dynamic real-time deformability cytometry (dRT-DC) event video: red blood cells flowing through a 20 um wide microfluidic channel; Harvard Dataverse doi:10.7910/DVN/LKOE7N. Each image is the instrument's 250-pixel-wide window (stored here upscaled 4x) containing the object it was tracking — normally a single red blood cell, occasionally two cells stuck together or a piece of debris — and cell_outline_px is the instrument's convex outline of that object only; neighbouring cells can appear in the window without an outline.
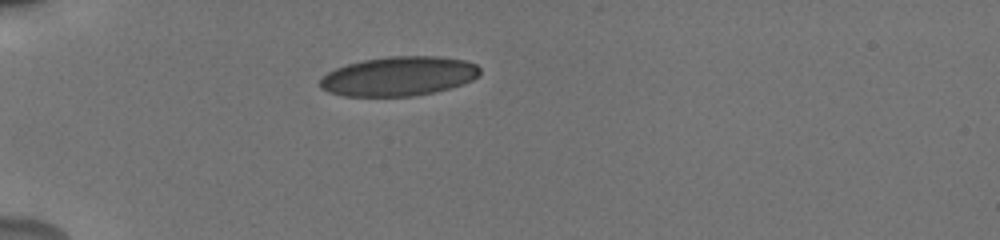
{"species": "human", "species_latin": "Homo sapiens", "temperature_condition": "cold", "stored_images_in_passage": 15, "camera_frame_rate_fps": 3000, "um_per_image_px": 0.085, "donor": {"sex": "male"}, "frame": {"image": 1, "passage_image": 1, "time_ms": 0.0, "image_size_px": [1000, 240], "cell_outline_px": [[480, 76], [472, 80], [448, 88], [432, 92], [412, 96], [344, 96], [328, 92], [320, 88], [320, 80], [328, 72], [336, 68], [348, 64], [364, 60], [388, 56], [440, 56], [464, 60], [476, 64], [480, 68]], "centroid_in_image_um": [33.9, 6.47], "position_along_channel_um": 51.1, "area_um2": 36.53}}
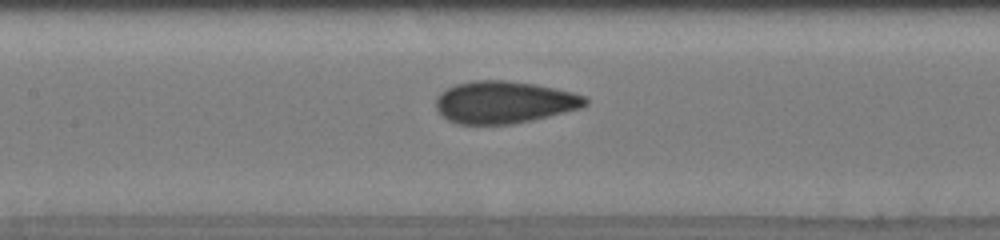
{"frame": {"image": 2, "passage_image": 8, "time_ms": 2.333, "image_size_px": [1000, 240], "cell_outline_px": [[588, 104], [584, 108], [532, 120], [512, 124], [460, 124], [448, 120], [436, 108], [436, 96], [440, 92], [456, 84], [472, 80], [508, 80], [536, 84], [572, 92], [584, 96], [588, 100]], "centroid_in_image_um": [42.88, 8.68], "position_along_channel_um": 164.5, "area_um2": 36.93}}
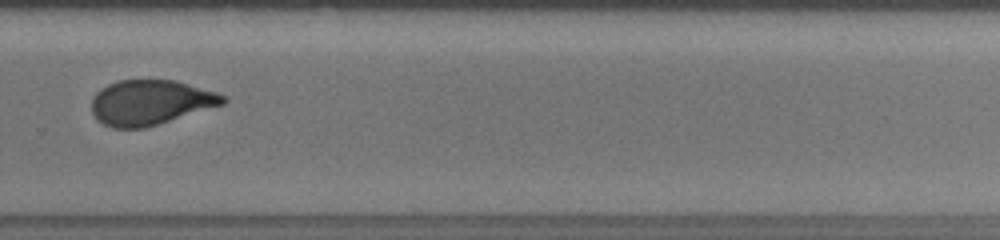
{"frame": {"image": 3, "passage_image": 14, "time_ms": 4.333, "image_size_px": [1000, 240], "cell_outline_px": [[228, 100], [224, 104], [144, 128], [112, 128], [96, 120], [92, 112], [92, 100], [96, 92], [100, 88], [116, 80], [172, 80], [188, 84], [216, 92], [228, 96]], "centroid_in_image_um": [12.77, 8.7], "position_along_channel_um": 317.0, "area_um2": 34.39}}